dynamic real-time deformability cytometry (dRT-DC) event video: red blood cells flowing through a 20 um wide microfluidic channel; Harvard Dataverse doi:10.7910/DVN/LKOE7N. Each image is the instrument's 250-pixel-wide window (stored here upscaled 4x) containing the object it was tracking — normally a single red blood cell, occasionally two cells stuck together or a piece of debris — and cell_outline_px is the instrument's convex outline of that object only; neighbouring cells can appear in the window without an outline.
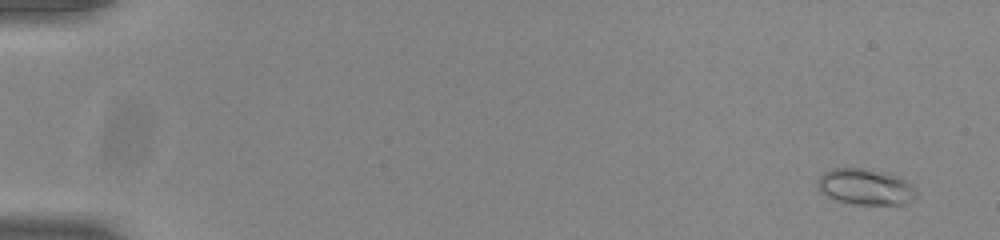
{"species": "common noctule bat (a hibernating species)", "species_latin": "Nyctalus noctula", "temperature_condition": "room temperature", "stored_images_in_passage": 18, "camera_frame_rate_fps": 3000, "um_per_image_px": 0.085, "animal": {"sex": "male", "body_mass_g": 20.0, "forearm_length_mm": 53.3}, "frame": {"image": 1, "passage_image": 3, "time_ms": 0.667, "image_size_px": [1000, 240], "cell_outline_px": [[916, 196], [912, 200], [904, 204], [852, 204], [836, 200], [820, 192], [816, 184], [820, 176], [824, 172], [832, 168], [864, 168], [896, 176], [904, 180], [916, 188]], "centroid_in_image_um": [73.53, 15.89], "position_along_channel_um": 11.5, "area_um2": 20.58}}